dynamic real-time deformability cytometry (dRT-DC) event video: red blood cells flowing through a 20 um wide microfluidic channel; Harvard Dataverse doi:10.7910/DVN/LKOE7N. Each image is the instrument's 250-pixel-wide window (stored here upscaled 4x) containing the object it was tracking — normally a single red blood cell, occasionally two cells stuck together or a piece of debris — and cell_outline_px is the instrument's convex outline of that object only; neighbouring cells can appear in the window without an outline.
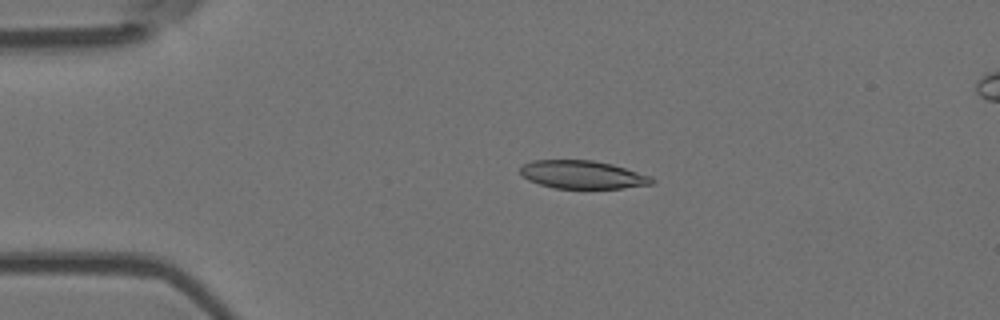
{"species": "Egyptian fruit bat (a non-hibernating species)", "species_latin": "Rousettus aegyptiacus", "temperature_condition": "room temperature", "stored_images_in_passage": 6, "camera_frame_rate_fps": 3000, "um_per_image_px": 0.085, "animal": {"sex": "female"}, "frame": {"image": 1, "passage_image": 4, "time_ms": 1.0, "image_size_px": [1000, 320], "cell_outline_px": [[656, 180], [652, 184], [624, 188], [552, 188], [528, 180], [520, 172], [520, 168], [524, 164], [532, 160], [592, 160], [612, 164], [652, 176]], "centroid_in_image_um": [49.54, 14.84], "position_along_channel_um": 35.5, "area_um2": 21.56}}